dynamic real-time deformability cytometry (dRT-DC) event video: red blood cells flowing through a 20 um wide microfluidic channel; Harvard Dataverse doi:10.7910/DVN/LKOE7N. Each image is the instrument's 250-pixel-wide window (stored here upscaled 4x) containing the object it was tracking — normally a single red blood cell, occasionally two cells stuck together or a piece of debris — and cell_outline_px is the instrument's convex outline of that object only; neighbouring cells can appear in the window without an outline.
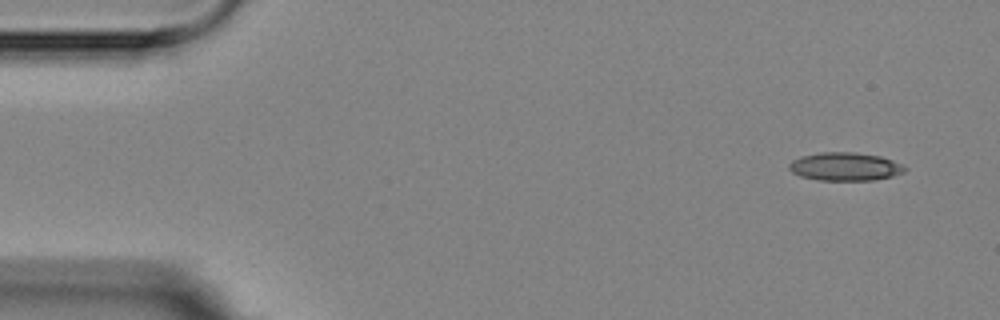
{"species": "Egyptian fruit bat (a non-hibernating species)", "species_latin": "Rousettus aegyptiacus", "temperature_condition": "room temperature", "stored_images_in_passage": 4, "segment_of_instrument_passage": [1, 2], "camera_frame_rate_fps": 3000, "um_per_image_px": 0.085, "animal": {"sex": "female"}, "frame": {"image": 1, "passage_image": 1, "time_ms": 0.0, "image_size_px": [1000, 320], "cell_outline_px": [[908, 168], [904, 172], [892, 176], [872, 180], [820, 180], [800, 176], [792, 172], [788, 168], [788, 164], [792, 160], [800, 156], [820, 152], [856, 152], [880, 156], [904, 164]], "centroid_in_image_um": [71.83, 14.15], "position_along_channel_um": 13.2, "area_um2": 19.19}}